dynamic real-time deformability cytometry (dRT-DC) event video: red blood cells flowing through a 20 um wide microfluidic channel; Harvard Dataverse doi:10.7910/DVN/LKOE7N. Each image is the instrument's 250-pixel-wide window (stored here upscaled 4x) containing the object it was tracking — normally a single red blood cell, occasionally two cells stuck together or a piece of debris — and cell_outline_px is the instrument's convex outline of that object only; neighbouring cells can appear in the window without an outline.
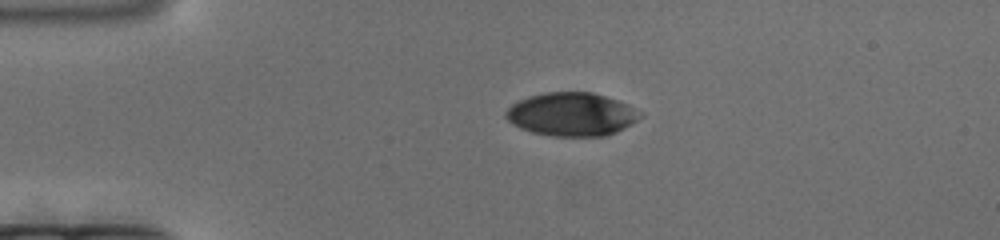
{"species": "human", "species_latin": "Homo sapiens", "temperature_condition": "cold", "stored_images_in_passage": 140, "camera_frame_rate_fps": 3000, "um_per_image_px": 0.085, "donor": {"sex": "female"}, "frame": {"image": 1, "passage_image": 1, "time_ms": 0.0, "image_size_px": [1000, 240], "cell_outline_px": [[644, 116], [632, 124], [608, 136], [552, 136], [532, 132], [520, 128], [512, 124], [504, 116], [504, 112], [512, 104], [528, 96], [544, 92], [592, 92], [628, 104], [644, 112]], "centroid_in_image_um": [48.62, 9.72], "position_along_channel_um": 36.4, "area_um2": 34.28}}
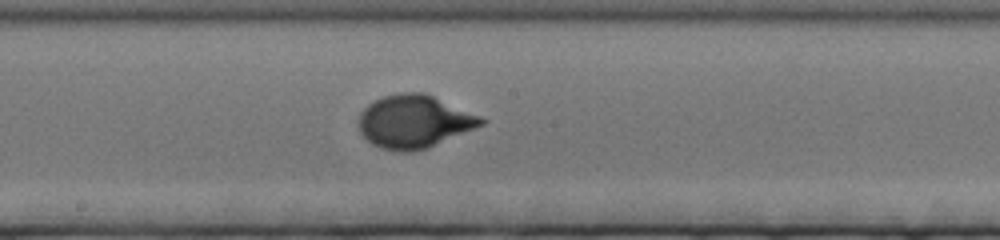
{"frame": {"image": 2, "passage_image": 58, "time_ms": 19.0, "image_size_px": [1000, 240], "cell_outline_px": [[488, 120], [484, 124], [428, 148], [412, 152], [400, 152], [380, 148], [372, 144], [360, 132], [360, 112], [372, 100], [384, 96], [400, 92], [424, 92], [480, 116]], "centroid_in_image_um": [35.2, 10.33], "position_along_channel_um": 213.0, "area_um2": 37.74}}
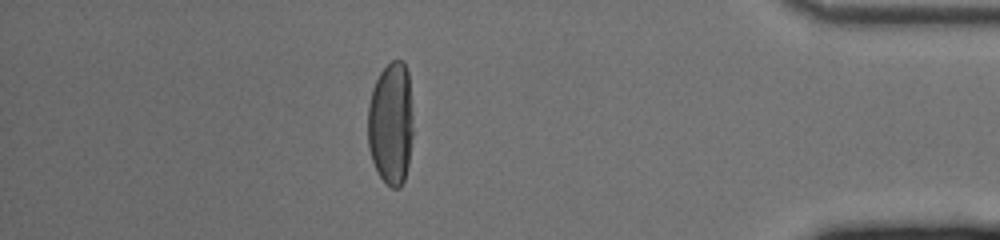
{"frame": {"image": 3, "passage_image": 117, "time_ms": 38.667, "image_size_px": [1000, 240], "cell_outline_px": [[412, 136], [408, 164], [404, 180], [400, 188], [392, 188], [380, 176], [372, 160], [368, 148], [368, 104], [372, 88], [380, 72], [392, 60], [404, 60], [408, 72], [412, 112]], "centroid_in_image_um": [33.22, 10.47], "position_along_channel_um": 402.0, "area_um2": 32.54}}